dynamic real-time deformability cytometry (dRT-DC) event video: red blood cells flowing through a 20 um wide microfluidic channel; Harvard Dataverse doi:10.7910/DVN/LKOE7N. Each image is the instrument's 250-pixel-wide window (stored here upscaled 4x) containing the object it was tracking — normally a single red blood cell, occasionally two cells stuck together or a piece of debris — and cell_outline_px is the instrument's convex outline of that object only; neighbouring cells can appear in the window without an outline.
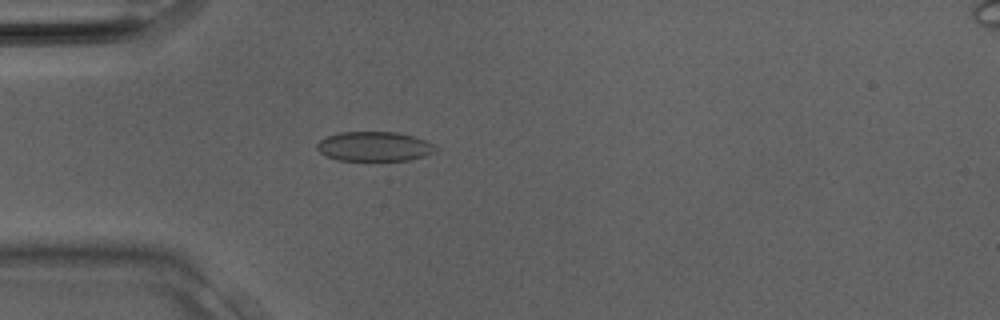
{"species": "Egyptian fruit bat (a non-hibernating species)", "species_latin": "Rousettus aegyptiacus", "temperature_condition": "room temperature", "stored_images_in_passage": 30, "camera_frame_rate_fps": 3000, "um_per_image_px": 0.085, "animal": {"sex": "male"}, "frame": {"image": 1, "passage_image": 8, "time_ms": 2.333, "image_size_px": [1000, 320], "cell_outline_px": [[440, 148], [424, 156], [408, 160], [336, 160], [324, 156], [316, 148], [316, 144], [320, 140], [328, 136], [340, 132], [396, 132], [412, 136], [436, 144]], "centroid_in_image_um": [31.81, 12.45], "position_along_channel_um": 53.2, "area_um2": 20.46}}
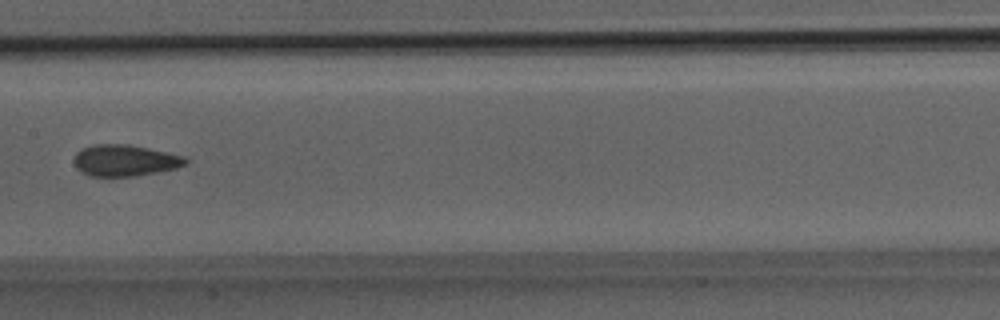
{"frame": {"image": 2, "passage_image": 15, "time_ms": 4.667, "image_size_px": [1000, 320], "cell_outline_px": [[192, 160], [188, 164], [176, 168], [136, 176], [88, 176], [80, 172], [76, 168], [72, 160], [76, 152], [92, 144], [128, 144], [148, 148], [184, 156]], "centroid_in_image_um": [10.61, 13.64], "position_along_channel_um": 196.8, "area_um2": 20.69}}
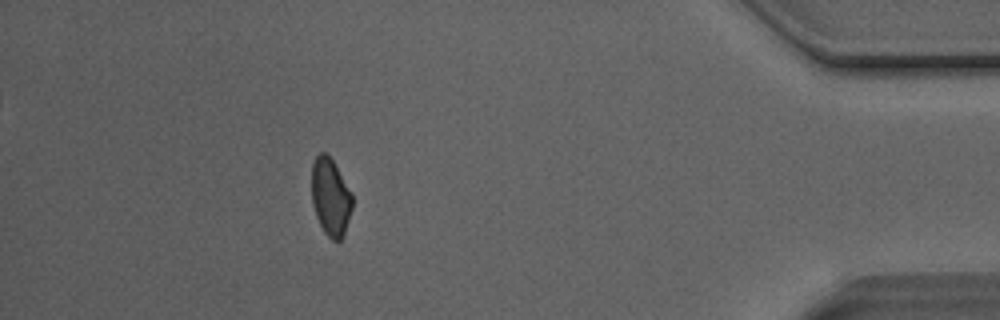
{"frame": {"image": 3, "passage_image": 27, "time_ms": 8.667, "image_size_px": [1000, 320], "cell_outline_px": [[352, 208], [344, 236], [340, 240], [332, 240], [324, 232], [316, 216], [312, 204], [312, 164], [316, 156], [320, 152], [324, 152], [332, 160], [352, 192]], "centroid_in_image_um": [28.1, 16.76], "position_along_channel_um": 407.1, "area_um2": 18.32}}